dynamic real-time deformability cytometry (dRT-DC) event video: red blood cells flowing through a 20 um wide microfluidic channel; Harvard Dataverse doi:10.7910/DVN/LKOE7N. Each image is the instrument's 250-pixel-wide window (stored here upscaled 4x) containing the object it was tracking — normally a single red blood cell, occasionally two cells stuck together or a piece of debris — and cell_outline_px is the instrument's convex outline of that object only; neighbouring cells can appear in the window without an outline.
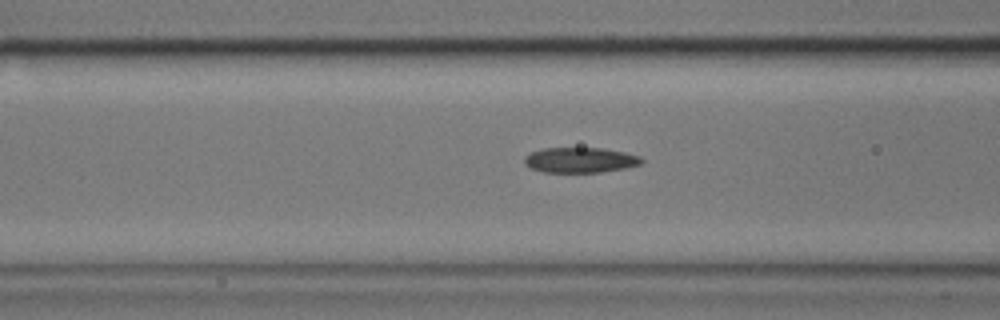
{"species": "common noctule bat (a hibernating species)", "species_latin": "Nyctalus noctula", "temperature_condition": "cold", "stored_images_in_passage": 8, "camera_frame_rate_fps": 3000, "um_per_image_px": 0.085, "animal": {"sex": "male", "body_mass_g": 17.9}, "frame": {"image": 1, "passage_image": 5, "time_ms": 1.333, "image_size_px": [1000, 320], "cell_outline_px": [[644, 160], [640, 164], [624, 168], [600, 172], [544, 172], [532, 168], [524, 164], [524, 156], [532, 152], [544, 148], [600, 148], [624, 152], [640, 156]], "centroid_in_image_um": [49.3, 13.6], "position_along_channel_um": 117.3, "area_um2": 17.11}}